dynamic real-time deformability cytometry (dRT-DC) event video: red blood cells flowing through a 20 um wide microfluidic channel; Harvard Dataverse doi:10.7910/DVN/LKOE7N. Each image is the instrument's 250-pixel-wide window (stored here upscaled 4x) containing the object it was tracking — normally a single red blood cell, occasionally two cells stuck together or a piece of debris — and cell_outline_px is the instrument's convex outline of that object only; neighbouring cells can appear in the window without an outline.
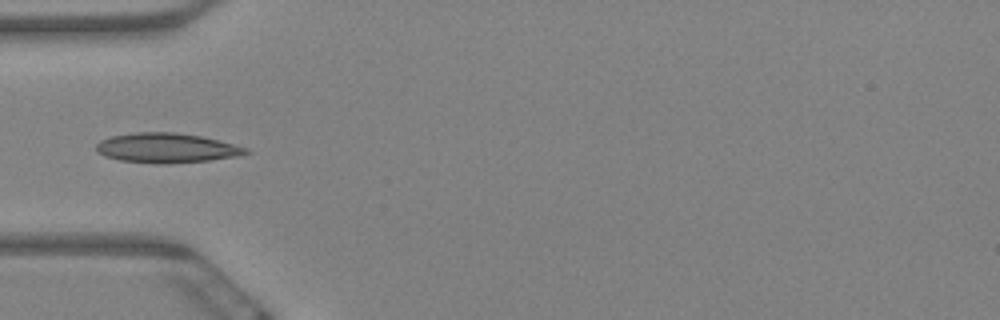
{"species": "Egyptian fruit bat (a non-hibernating species)", "species_latin": "Rousettus aegyptiacus", "temperature_condition": "warm", "stored_images_in_passage": 1, "camera_frame_rate_fps": 3000, "um_per_image_px": 0.085, "animal": {"sex": "female"}, "frame": {"image": 1, "passage_image": 1, "time_ms": 0.0, "image_size_px": [1000, 320], "cell_outline_px": [[252, 152], [240, 156], [208, 160], [168, 164], [156, 164], [120, 160], [104, 156], [96, 148], [96, 144], [100, 140], [112, 136], [136, 132], [176, 132], [200, 136], [248, 148]], "centroid_in_image_um": [14.17, 12.58], "position_along_channel_um": 70.8, "area_um2": 25.84}}